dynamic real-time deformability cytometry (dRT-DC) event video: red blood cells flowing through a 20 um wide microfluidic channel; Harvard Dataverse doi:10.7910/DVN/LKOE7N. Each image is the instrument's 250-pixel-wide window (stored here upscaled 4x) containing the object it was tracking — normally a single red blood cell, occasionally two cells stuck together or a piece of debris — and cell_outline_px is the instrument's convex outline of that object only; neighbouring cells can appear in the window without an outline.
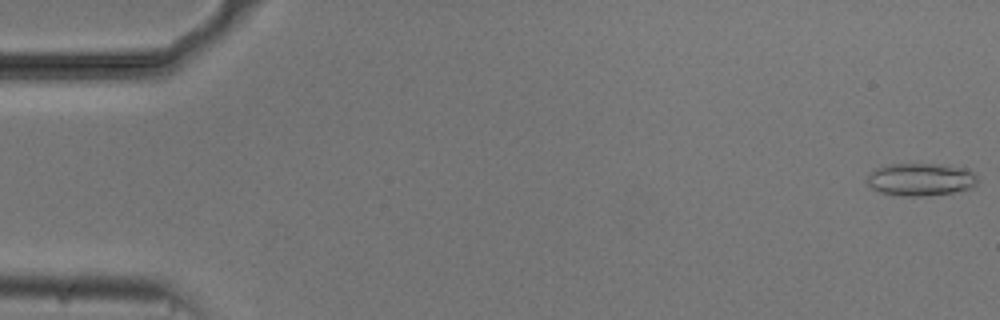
{"species": "common noctule bat (a hibernating species)", "species_latin": "Nyctalus noctula", "temperature_condition": "cold", "stored_images_in_passage": 10, "camera_frame_rate_fps": 3000, "um_per_image_px": 0.085, "animal": {"sex": "male", "body_mass_g": 20.5, "forearm_length_mm": 52.5}, "frame": {"image": 1, "passage_image": 1, "time_ms": 0.0, "image_size_px": [1000, 320], "cell_outline_px": [[980, 180], [976, 184], [968, 188], [952, 192], [924, 196], [896, 196], [880, 192], [872, 188], [868, 184], [868, 176], [876, 168], [892, 164], [932, 164], [964, 168], [972, 172]], "centroid_in_image_um": [78.24, 15.26], "position_along_channel_um": 6.8, "area_um2": 20.75}}